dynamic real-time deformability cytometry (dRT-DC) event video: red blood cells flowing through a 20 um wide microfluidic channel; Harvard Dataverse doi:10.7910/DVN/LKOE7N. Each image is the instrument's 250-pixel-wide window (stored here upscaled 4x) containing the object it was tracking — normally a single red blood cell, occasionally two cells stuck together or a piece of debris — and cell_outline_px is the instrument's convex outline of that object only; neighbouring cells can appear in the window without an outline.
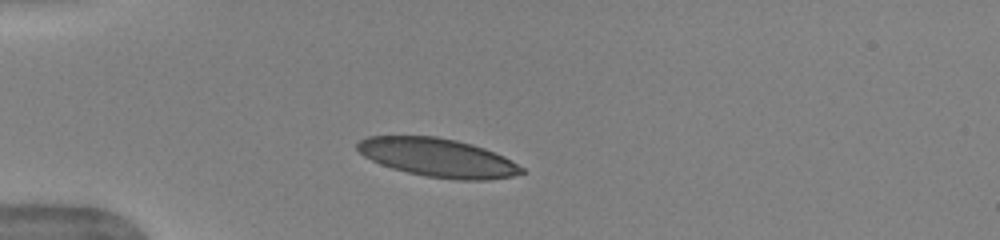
{"species": "human", "species_latin": "Homo sapiens", "temperature_condition": "warm", "stored_images_in_passage": 32, "camera_frame_rate_fps": 3000, "um_per_image_px": 0.085, "donor": {"sex": "female"}, "frame": {"image": 1, "passage_image": 1, "time_ms": 0.0, "image_size_px": [1000, 240], "cell_outline_px": [[524, 172], [512, 176], [488, 180], [456, 180], [424, 176], [392, 168], [380, 164], [364, 156], [356, 148], [356, 144], [360, 140], [368, 136], [436, 136], [456, 140], [472, 144], [484, 148], [504, 156], [524, 168]], "centroid_in_image_um": [37.22, 13.4], "position_along_channel_um": 47.8, "area_um2": 36.88}}
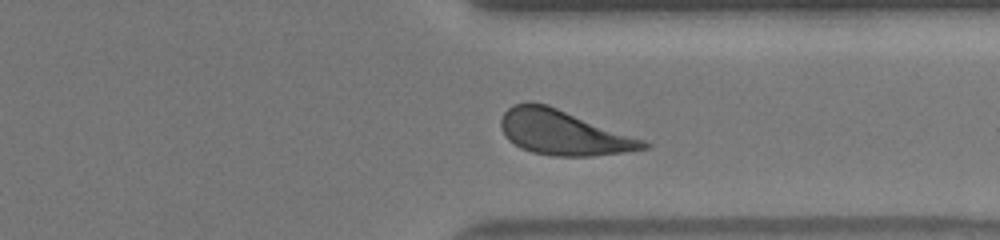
{"frame": {"image": 2, "passage_image": 27, "time_ms": 8.667, "image_size_px": [1000, 240], "cell_outline_px": [[652, 144], [648, 148], [592, 156], [552, 156], [532, 152], [520, 148], [508, 140], [500, 128], [500, 120], [504, 112], [512, 104], [528, 100], [548, 104], [644, 140]], "centroid_in_image_um": [47.81, 11.25], "position_along_channel_um": 363.6, "area_um2": 37.34}}
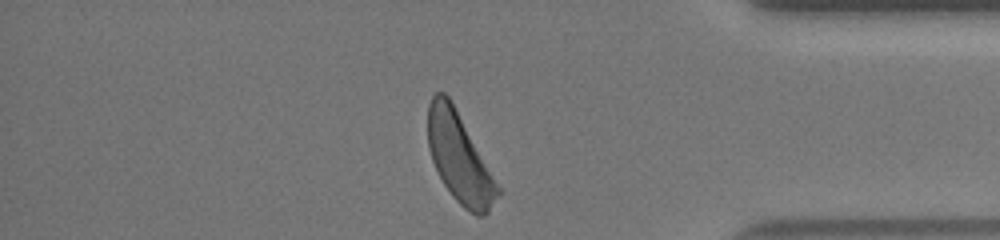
{"frame": {"image": 3, "passage_image": 31, "time_ms": 10.0, "image_size_px": [1000, 240], "cell_outline_px": [[500, 196], [488, 212], [484, 216], [476, 216], [464, 208], [452, 196], [444, 184], [432, 160], [428, 148], [428, 104], [432, 96], [436, 92], [444, 92], [448, 96], [500, 188]], "centroid_in_image_um": [39.04, 13.46], "position_along_channel_um": 396.2, "area_um2": 35.6}, "authors_computed_cell_mechanics": {"area_um2": 37.281, "velocity_mm_per_s": 3.9128, "shape_relaxation_time_tau1_ms": 2.5753, "shape_relaxation_time_tau2_ms": 0.708, "deformation_change_tau1": 0.1292, "deformation_change_tau2": 0.0569}}